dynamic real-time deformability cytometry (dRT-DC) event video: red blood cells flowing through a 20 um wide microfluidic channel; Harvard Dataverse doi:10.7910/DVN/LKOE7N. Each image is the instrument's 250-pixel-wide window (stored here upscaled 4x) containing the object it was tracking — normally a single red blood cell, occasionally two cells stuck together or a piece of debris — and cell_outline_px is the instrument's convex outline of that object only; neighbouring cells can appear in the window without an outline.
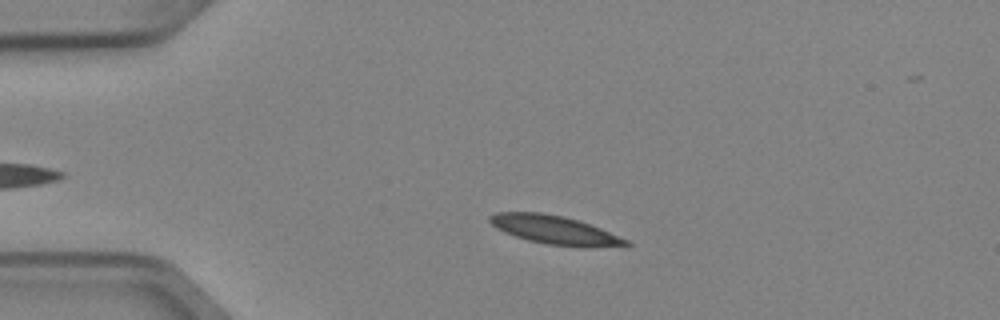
{"species": "Egyptian fruit bat (a non-hibernating species)", "species_latin": "Rousettus aegyptiacus", "temperature_condition": "cold", "stored_images_in_passage": 3, "camera_frame_rate_fps": 3000, "um_per_image_px": 0.085, "animal": {"sex": "female"}, "frame": {"image": 1, "passage_image": 2, "time_ms": 0.333, "image_size_px": [1000, 320], "cell_outline_px": [[632, 244], [588, 248], [580, 248], [548, 244], [528, 240], [516, 236], [496, 228], [488, 220], [488, 216], [496, 212], [540, 212], [580, 220], [600, 228], [628, 240]], "centroid_in_image_um": [47.14, 19.55], "position_along_channel_um": 37.9, "area_um2": 22.6}}